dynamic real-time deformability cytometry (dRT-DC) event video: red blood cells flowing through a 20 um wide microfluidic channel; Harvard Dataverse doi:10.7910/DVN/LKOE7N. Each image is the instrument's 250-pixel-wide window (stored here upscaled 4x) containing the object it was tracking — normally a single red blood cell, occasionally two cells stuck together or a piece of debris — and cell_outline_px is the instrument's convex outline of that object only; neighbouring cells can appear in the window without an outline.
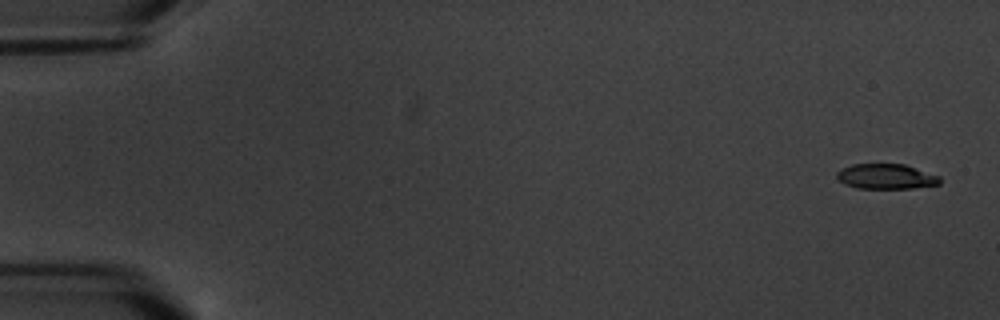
{"species": "common noctule bat (a hibernating species)", "species_latin": "Nyctalus noctula", "temperature_condition": "warm", "stored_images_in_passage": 8, "camera_frame_rate_fps": 3000, "um_per_image_px": 0.085, "animal": {"sex": "male", "body_mass_g": 20.1, "forearm_length_mm": 53.5}, "frame": {"image": 1, "passage_image": 1, "time_ms": 0.0, "image_size_px": [1000, 320], "cell_outline_px": [[940, 184], [912, 188], [856, 188], [844, 184], [836, 176], [836, 172], [840, 168], [852, 164], [904, 164], [940, 176]], "centroid_in_image_um": [75.29, 14.99], "position_along_channel_um": 9.7, "area_um2": 15.09}}
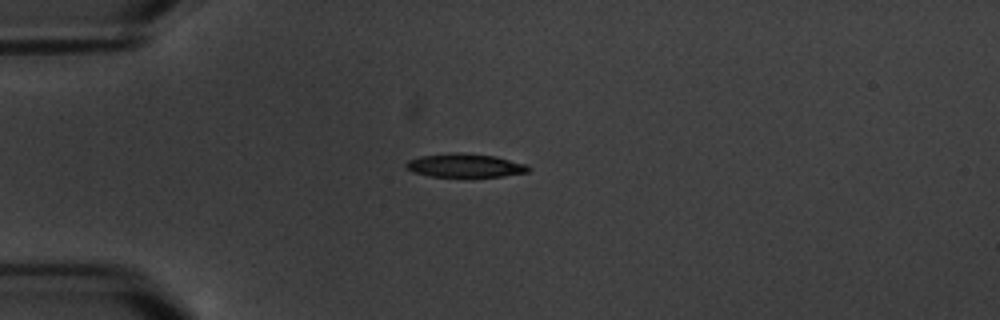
{"frame": {"image": 2, "passage_image": 5, "time_ms": 4.667, "image_size_px": [1000, 320], "cell_outline_px": [[532, 168], [528, 172], [504, 176], [432, 176], [412, 172], [404, 168], [404, 164], [408, 160], [420, 156], [456, 152], [460, 152], [496, 156], [528, 164]], "centroid_in_image_um": [39.54, 14.05], "position_along_channel_um": 45.5, "area_um2": 16.94}}
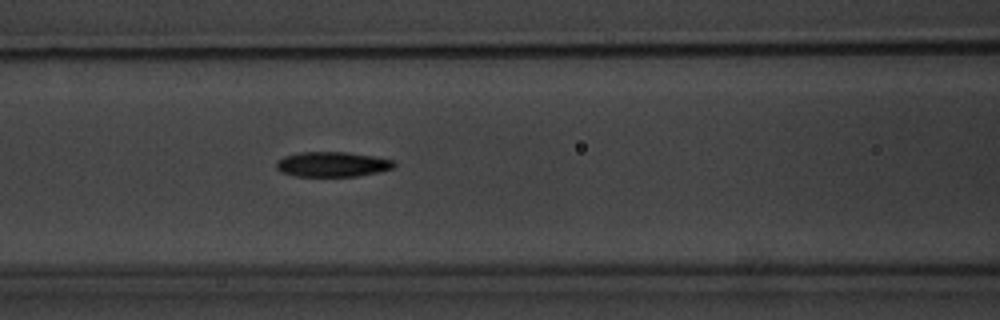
{"frame": {"image": 3, "passage_image": 8, "time_ms": 8.0, "image_size_px": [1000, 320], "cell_outline_px": [[396, 164], [392, 168], [376, 172], [356, 176], [296, 176], [280, 172], [276, 168], [276, 164], [284, 156], [300, 152], [344, 152], [372, 156], [392, 160]], "centroid_in_image_um": [28.21, 13.96], "position_along_channel_um": 138.4, "area_um2": 16.88}}